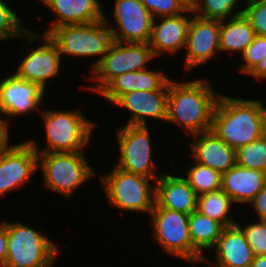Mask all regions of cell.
<instances>
[{
	"label": "cell",
	"instance_id": "18",
	"mask_svg": "<svg viewBox=\"0 0 266 267\" xmlns=\"http://www.w3.org/2000/svg\"><path fill=\"white\" fill-rule=\"evenodd\" d=\"M189 141L192 160L221 174L236 165V150L220 139L213 130L192 135Z\"/></svg>",
	"mask_w": 266,
	"mask_h": 267
},
{
	"label": "cell",
	"instance_id": "6",
	"mask_svg": "<svg viewBox=\"0 0 266 267\" xmlns=\"http://www.w3.org/2000/svg\"><path fill=\"white\" fill-rule=\"evenodd\" d=\"M7 234L3 267H53L60 248L47 236L18 222H7Z\"/></svg>",
	"mask_w": 266,
	"mask_h": 267
},
{
	"label": "cell",
	"instance_id": "4",
	"mask_svg": "<svg viewBox=\"0 0 266 267\" xmlns=\"http://www.w3.org/2000/svg\"><path fill=\"white\" fill-rule=\"evenodd\" d=\"M48 36L56 43L61 56L100 58L91 63V71L102 61L114 42L104 18L87 24L64 25L54 28Z\"/></svg>",
	"mask_w": 266,
	"mask_h": 267
},
{
	"label": "cell",
	"instance_id": "25",
	"mask_svg": "<svg viewBox=\"0 0 266 267\" xmlns=\"http://www.w3.org/2000/svg\"><path fill=\"white\" fill-rule=\"evenodd\" d=\"M254 37V30L243 13L220 20V52H240L242 55Z\"/></svg>",
	"mask_w": 266,
	"mask_h": 267
},
{
	"label": "cell",
	"instance_id": "11",
	"mask_svg": "<svg viewBox=\"0 0 266 267\" xmlns=\"http://www.w3.org/2000/svg\"><path fill=\"white\" fill-rule=\"evenodd\" d=\"M43 37V38H42ZM21 39L28 43L39 40L43 43L35 49L31 47L30 52L27 50L25 57L22 58L17 70L14 72L18 77L26 81L37 83L43 90H46V82L53 77L58 76L61 64V54L56 43L46 34L28 30Z\"/></svg>",
	"mask_w": 266,
	"mask_h": 267
},
{
	"label": "cell",
	"instance_id": "12",
	"mask_svg": "<svg viewBox=\"0 0 266 267\" xmlns=\"http://www.w3.org/2000/svg\"><path fill=\"white\" fill-rule=\"evenodd\" d=\"M113 18L117 26L107 23L113 40L120 43H149L154 17L140 0H115Z\"/></svg>",
	"mask_w": 266,
	"mask_h": 267
},
{
	"label": "cell",
	"instance_id": "23",
	"mask_svg": "<svg viewBox=\"0 0 266 267\" xmlns=\"http://www.w3.org/2000/svg\"><path fill=\"white\" fill-rule=\"evenodd\" d=\"M266 183V173L248 169L237 164L222 174V190L234 204L249 203Z\"/></svg>",
	"mask_w": 266,
	"mask_h": 267
},
{
	"label": "cell",
	"instance_id": "2",
	"mask_svg": "<svg viewBox=\"0 0 266 267\" xmlns=\"http://www.w3.org/2000/svg\"><path fill=\"white\" fill-rule=\"evenodd\" d=\"M261 100L221 95L216 103L212 128L233 149L247 145L262 136Z\"/></svg>",
	"mask_w": 266,
	"mask_h": 267
},
{
	"label": "cell",
	"instance_id": "16",
	"mask_svg": "<svg viewBox=\"0 0 266 267\" xmlns=\"http://www.w3.org/2000/svg\"><path fill=\"white\" fill-rule=\"evenodd\" d=\"M169 81L155 91H131L122 95L114 104L130 111L126 125L148 126L147 119L162 120L168 117Z\"/></svg>",
	"mask_w": 266,
	"mask_h": 267
},
{
	"label": "cell",
	"instance_id": "14",
	"mask_svg": "<svg viewBox=\"0 0 266 267\" xmlns=\"http://www.w3.org/2000/svg\"><path fill=\"white\" fill-rule=\"evenodd\" d=\"M192 15L185 45L184 69L187 71L207 64L220 52V20Z\"/></svg>",
	"mask_w": 266,
	"mask_h": 267
},
{
	"label": "cell",
	"instance_id": "34",
	"mask_svg": "<svg viewBox=\"0 0 266 267\" xmlns=\"http://www.w3.org/2000/svg\"><path fill=\"white\" fill-rule=\"evenodd\" d=\"M155 18L177 16L186 10L177 0H140Z\"/></svg>",
	"mask_w": 266,
	"mask_h": 267
},
{
	"label": "cell",
	"instance_id": "21",
	"mask_svg": "<svg viewBox=\"0 0 266 267\" xmlns=\"http://www.w3.org/2000/svg\"><path fill=\"white\" fill-rule=\"evenodd\" d=\"M169 80L168 75L161 70L147 68L126 72L113 78L98 94L114 105L122 95L128 92L160 90Z\"/></svg>",
	"mask_w": 266,
	"mask_h": 267
},
{
	"label": "cell",
	"instance_id": "37",
	"mask_svg": "<svg viewBox=\"0 0 266 267\" xmlns=\"http://www.w3.org/2000/svg\"><path fill=\"white\" fill-rule=\"evenodd\" d=\"M2 116V115H0ZM9 121L8 119L0 118V152H2L9 143Z\"/></svg>",
	"mask_w": 266,
	"mask_h": 267
},
{
	"label": "cell",
	"instance_id": "27",
	"mask_svg": "<svg viewBox=\"0 0 266 267\" xmlns=\"http://www.w3.org/2000/svg\"><path fill=\"white\" fill-rule=\"evenodd\" d=\"M194 165L188 167L187 177L190 187L195 191L197 196L219 191L222 188V174L208 166L194 161Z\"/></svg>",
	"mask_w": 266,
	"mask_h": 267
},
{
	"label": "cell",
	"instance_id": "30",
	"mask_svg": "<svg viewBox=\"0 0 266 267\" xmlns=\"http://www.w3.org/2000/svg\"><path fill=\"white\" fill-rule=\"evenodd\" d=\"M0 0V41L22 37L28 29L23 26L22 18L18 16L5 2Z\"/></svg>",
	"mask_w": 266,
	"mask_h": 267
},
{
	"label": "cell",
	"instance_id": "15",
	"mask_svg": "<svg viewBox=\"0 0 266 267\" xmlns=\"http://www.w3.org/2000/svg\"><path fill=\"white\" fill-rule=\"evenodd\" d=\"M45 92L37 83L13 73L0 81V114L9 118L30 114L35 109L41 111L39 106L43 104Z\"/></svg>",
	"mask_w": 266,
	"mask_h": 267
},
{
	"label": "cell",
	"instance_id": "26",
	"mask_svg": "<svg viewBox=\"0 0 266 267\" xmlns=\"http://www.w3.org/2000/svg\"><path fill=\"white\" fill-rule=\"evenodd\" d=\"M232 205L234 202L222 189L197 196V211L220 222L224 227L237 224V221L228 216Z\"/></svg>",
	"mask_w": 266,
	"mask_h": 267
},
{
	"label": "cell",
	"instance_id": "39",
	"mask_svg": "<svg viewBox=\"0 0 266 267\" xmlns=\"http://www.w3.org/2000/svg\"><path fill=\"white\" fill-rule=\"evenodd\" d=\"M181 6L188 11L194 12L199 4V0H177Z\"/></svg>",
	"mask_w": 266,
	"mask_h": 267
},
{
	"label": "cell",
	"instance_id": "38",
	"mask_svg": "<svg viewBox=\"0 0 266 267\" xmlns=\"http://www.w3.org/2000/svg\"><path fill=\"white\" fill-rule=\"evenodd\" d=\"M249 75H251L252 77L258 80L266 79V57H264L256 65V67L248 74V76Z\"/></svg>",
	"mask_w": 266,
	"mask_h": 267
},
{
	"label": "cell",
	"instance_id": "40",
	"mask_svg": "<svg viewBox=\"0 0 266 267\" xmlns=\"http://www.w3.org/2000/svg\"><path fill=\"white\" fill-rule=\"evenodd\" d=\"M250 267H266V255L255 256Z\"/></svg>",
	"mask_w": 266,
	"mask_h": 267
},
{
	"label": "cell",
	"instance_id": "41",
	"mask_svg": "<svg viewBox=\"0 0 266 267\" xmlns=\"http://www.w3.org/2000/svg\"><path fill=\"white\" fill-rule=\"evenodd\" d=\"M261 130L262 136L266 137V106L263 105L261 108Z\"/></svg>",
	"mask_w": 266,
	"mask_h": 267
},
{
	"label": "cell",
	"instance_id": "8",
	"mask_svg": "<svg viewBox=\"0 0 266 267\" xmlns=\"http://www.w3.org/2000/svg\"><path fill=\"white\" fill-rule=\"evenodd\" d=\"M149 43H120L114 41L102 61L91 71L95 85L88 89L97 94L115 77L126 72L147 69L149 61L153 60Z\"/></svg>",
	"mask_w": 266,
	"mask_h": 267
},
{
	"label": "cell",
	"instance_id": "36",
	"mask_svg": "<svg viewBox=\"0 0 266 267\" xmlns=\"http://www.w3.org/2000/svg\"><path fill=\"white\" fill-rule=\"evenodd\" d=\"M7 244V222L2 221L0 222V267H3L7 260Z\"/></svg>",
	"mask_w": 266,
	"mask_h": 267
},
{
	"label": "cell",
	"instance_id": "10",
	"mask_svg": "<svg viewBox=\"0 0 266 267\" xmlns=\"http://www.w3.org/2000/svg\"><path fill=\"white\" fill-rule=\"evenodd\" d=\"M152 234L163 251L182 258L186 262L193 261V244L188 227L189 215L161 208L156 202L150 212Z\"/></svg>",
	"mask_w": 266,
	"mask_h": 267
},
{
	"label": "cell",
	"instance_id": "1",
	"mask_svg": "<svg viewBox=\"0 0 266 267\" xmlns=\"http://www.w3.org/2000/svg\"><path fill=\"white\" fill-rule=\"evenodd\" d=\"M207 79L177 82L169 80L168 117L166 122L185 128L188 135L212 128L213 113L220 94Z\"/></svg>",
	"mask_w": 266,
	"mask_h": 267
},
{
	"label": "cell",
	"instance_id": "7",
	"mask_svg": "<svg viewBox=\"0 0 266 267\" xmlns=\"http://www.w3.org/2000/svg\"><path fill=\"white\" fill-rule=\"evenodd\" d=\"M99 179L110 205L128 212H144L150 215L156 195V187H152L150 183L152 179L116 166Z\"/></svg>",
	"mask_w": 266,
	"mask_h": 267
},
{
	"label": "cell",
	"instance_id": "29",
	"mask_svg": "<svg viewBox=\"0 0 266 267\" xmlns=\"http://www.w3.org/2000/svg\"><path fill=\"white\" fill-rule=\"evenodd\" d=\"M241 0H199L194 14L205 19L224 20L243 13V8L235 11L239 7Z\"/></svg>",
	"mask_w": 266,
	"mask_h": 267
},
{
	"label": "cell",
	"instance_id": "22",
	"mask_svg": "<svg viewBox=\"0 0 266 267\" xmlns=\"http://www.w3.org/2000/svg\"><path fill=\"white\" fill-rule=\"evenodd\" d=\"M214 249L215 264L220 267H250L255 257L244 232L237 224L223 229Z\"/></svg>",
	"mask_w": 266,
	"mask_h": 267
},
{
	"label": "cell",
	"instance_id": "13",
	"mask_svg": "<svg viewBox=\"0 0 266 267\" xmlns=\"http://www.w3.org/2000/svg\"><path fill=\"white\" fill-rule=\"evenodd\" d=\"M38 153L27 140L0 152V196L29 183L38 170Z\"/></svg>",
	"mask_w": 266,
	"mask_h": 267
},
{
	"label": "cell",
	"instance_id": "17",
	"mask_svg": "<svg viewBox=\"0 0 266 267\" xmlns=\"http://www.w3.org/2000/svg\"><path fill=\"white\" fill-rule=\"evenodd\" d=\"M192 11L186 10L177 16L159 17L153 20L149 46L153 55H162L163 53L175 54L181 49H185L188 28L190 24Z\"/></svg>",
	"mask_w": 266,
	"mask_h": 267
},
{
	"label": "cell",
	"instance_id": "5",
	"mask_svg": "<svg viewBox=\"0 0 266 267\" xmlns=\"http://www.w3.org/2000/svg\"><path fill=\"white\" fill-rule=\"evenodd\" d=\"M90 165L83 152L38 153V168L42 169L44 186L68 198L96 176Z\"/></svg>",
	"mask_w": 266,
	"mask_h": 267
},
{
	"label": "cell",
	"instance_id": "32",
	"mask_svg": "<svg viewBox=\"0 0 266 267\" xmlns=\"http://www.w3.org/2000/svg\"><path fill=\"white\" fill-rule=\"evenodd\" d=\"M264 57H266V36L255 35L252 43L242 54L244 63L239 66L238 71L248 75Z\"/></svg>",
	"mask_w": 266,
	"mask_h": 267
},
{
	"label": "cell",
	"instance_id": "3",
	"mask_svg": "<svg viewBox=\"0 0 266 267\" xmlns=\"http://www.w3.org/2000/svg\"><path fill=\"white\" fill-rule=\"evenodd\" d=\"M39 112L46 130L45 148L41 149L35 141L28 140L37 153L83 152L86 145L90 144L95 123L84 117L80 109Z\"/></svg>",
	"mask_w": 266,
	"mask_h": 267
},
{
	"label": "cell",
	"instance_id": "42",
	"mask_svg": "<svg viewBox=\"0 0 266 267\" xmlns=\"http://www.w3.org/2000/svg\"><path fill=\"white\" fill-rule=\"evenodd\" d=\"M206 267H220V266H218V265H216V264H212V265H209V266H206Z\"/></svg>",
	"mask_w": 266,
	"mask_h": 267
},
{
	"label": "cell",
	"instance_id": "28",
	"mask_svg": "<svg viewBox=\"0 0 266 267\" xmlns=\"http://www.w3.org/2000/svg\"><path fill=\"white\" fill-rule=\"evenodd\" d=\"M236 164L266 173V137L261 136L236 149Z\"/></svg>",
	"mask_w": 266,
	"mask_h": 267
},
{
	"label": "cell",
	"instance_id": "9",
	"mask_svg": "<svg viewBox=\"0 0 266 267\" xmlns=\"http://www.w3.org/2000/svg\"><path fill=\"white\" fill-rule=\"evenodd\" d=\"M116 133L120 155L115 166L124 171L145 176L155 183L163 172L156 171L153 162L149 128L125 124L117 128Z\"/></svg>",
	"mask_w": 266,
	"mask_h": 267
},
{
	"label": "cell",
	"instance_id": "33",
	"mask_svg": "<svg viewBox=\"0 0 266 267\" xmlns=\"http://www.w3.org/2000/svg\"><path fill=\"white\" fill-rule=\"evenodd\" d=\"M246 236V240L252 248L255 256L266 255V221H256L247 226H240Z\"/></svg>",
	"mask_w": 266,
	"mask_h": 267
},
{
	"label": "cell",
	"instance_id": "19",
	"mask_svg": "<svg viewBox=\"0 0 266 267\" xmlns=\"http://www.w3.org/2000/svg\"><path fill=\"white\" fill-rule=\"evenodd\" d=\"M155 202L161 207L190 215L197 210V194L184 176H173L165 171L155 182Z\"/></svg>",
	"mask_w": 266,
	"mask_h": 267
},
{
	"label": "cell",
	"instance_id": "24",
	"mask_svg": "<svg viewBox=\"0 0 266 267\" xmlns=\"http://www.w3.org/2000/svg\"><path fill=\"white\" fill-rule=\"evenodd\" d=\"M188 227L193 244V261L188 263L195 265L206 261V263L212 264L210 260L208 262L203 256L204 252L215 246L225 227L220 222L201 214L197 210L189 215Z\"/></svg>",
	"mask_w": 266,
	"mask_h": 267
},
{
	"label": "cell",
	"instance_id": "20",
	"mask_svg": "<svg viewBox=\"0 0 266 267\" xmlns=\"http://www.w3.org/2000/svg\"><path fill=\"white\" fill-rule=\"evenodd\" d=\"M56 14L54 23L45 30L48 35L54 28L64 25L87 24L104 18L101 0H39Z\"/></svg>",
	"mask_w": 266,
	"mask_h": 267
},
{
	"label": "cell",
	"instance_id": "31",
	"mask_svg": "<svg viewBox=\"0 0 266 267\" xmlns=\"http://www.w3.org/2000/svg\"><path fill=\"white\" fill-rule=\"evenodd\" d=\"M243 14L248 19L254 34L266 36V0H246Z\"/></svg>",
	"mask_w": 266,
	"mask_h": 267
},
{
	"label": "cell",
	"instance_id": "35",
	"mask_svg": "<svg viewBox=\"0 0 266 267\" xmlns=\"http://www.w3.org/2000/svg\"><path fill=\"white\" fill-rule=\"evenodd\" d=\"M249 204L252 205L256 214H258V220L266 221V183L262 190Z\"/></svg>",
	"mask_w": 266,
	"mask_h": 267
}]
</instances>
